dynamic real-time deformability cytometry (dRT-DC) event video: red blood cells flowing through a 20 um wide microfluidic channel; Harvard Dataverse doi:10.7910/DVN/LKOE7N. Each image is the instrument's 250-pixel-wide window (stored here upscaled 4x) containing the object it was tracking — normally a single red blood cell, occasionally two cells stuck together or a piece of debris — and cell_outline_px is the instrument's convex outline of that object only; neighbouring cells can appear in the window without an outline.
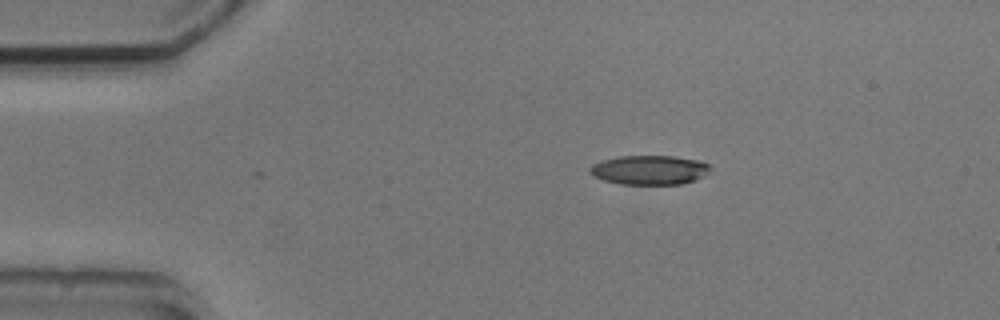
{"species": "common noctule bat (a hibernating species)", "species_latin": "Nyctalus noctula", "temperature_condition": "cold", "stored_images_in_passage": 2, "camera_frame_rate_fps": 3000, "um_per_image_px": 0.085, "animal": {"sex": "male", "body_mass_g": 20.5, "forearm_length_mm": 52.5}, "frame": {"image": 1, "passage_image": 1, "time_ms": 0.0, "image_size_px": [1000, 320], "cell_outline_px": [[712, 172], [696, 180], [680, 184], [620, 184], [604, 180], [592, 176], [588, 172], [588, 168], [592, 164], [604, 160], [620, 156], [676, 156], [700, 160], [708, 164], [712, 168]], "centroid_in_image_um": [55.24, 14.45], "position_along_channel_um": 29.8, "area_um2": 20.87}}